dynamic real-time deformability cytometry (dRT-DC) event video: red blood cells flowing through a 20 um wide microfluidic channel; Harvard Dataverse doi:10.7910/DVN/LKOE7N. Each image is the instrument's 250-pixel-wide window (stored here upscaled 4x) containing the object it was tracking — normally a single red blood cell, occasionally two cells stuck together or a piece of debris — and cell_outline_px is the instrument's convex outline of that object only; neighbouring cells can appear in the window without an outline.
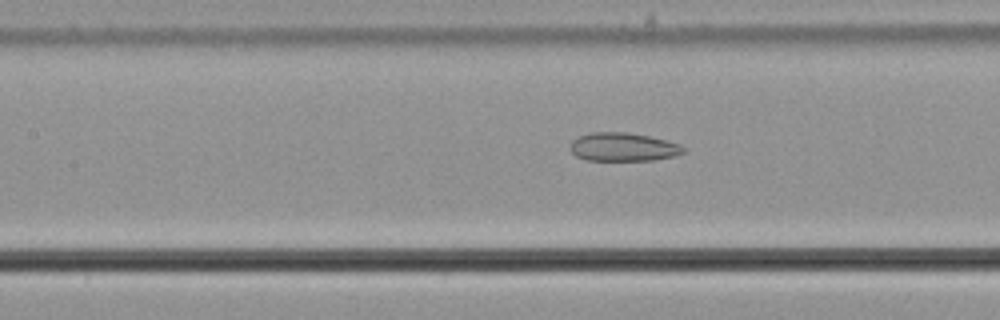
{"species": "common noctule bat (a hibernating species)", "species_latin": "Nyctalus noctula", "temperature_condition": "cold", "stored_images_in_passage": 56, "camera_frame_rate_fps": 3000, "um_per_image_px": 0.085, "animal": {"sex": "male", "body_mass_g": 21.5, "forearm_length_mm": 52.0}, "frame": {"image": 1, "passage_image": 26, "time_ms": 8.333, "image_size_px": [1000, 320], "cell_outline_px": [[684, 152], [676, 156], [652, 160], [584, 160], [576, 156], [568, 148], [572, 140], [576, 136], [592, 132], [628, 132], [648, 136], [680, 144], [684, 148]], "centroid_in_image_um": [52.91, 12.49], "position_along_channel_um": 154.5, "area_um2": 18.9}}
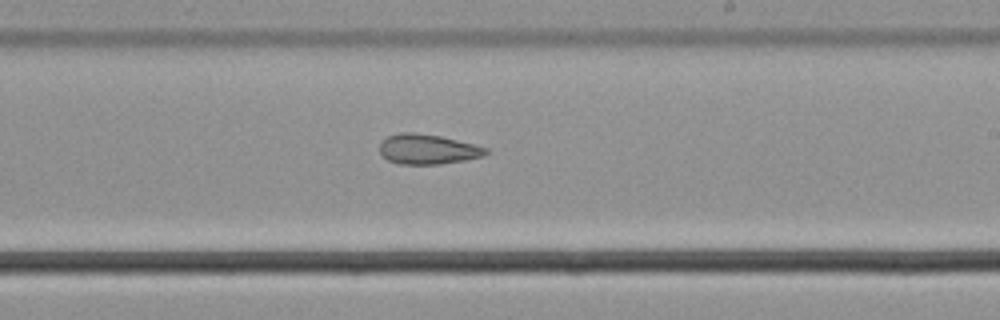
{"frame": {"image": 2, "passage_image": 34, "time_ms": 11.0, "image_size_px": [1000, 320], "cell_outline_px": [[488, 152], [484, 156], [464, 160], [440, 164], [400, 164], [388, 160], [380, 152], [380, 144], [388, 136], [400, 132], [412, 132], [440, 136], [488, 148]], "centroid_in_image_um": [36.35, 12.68], "position_along_channel_um": 252.6, "area_um2": 18.32}}
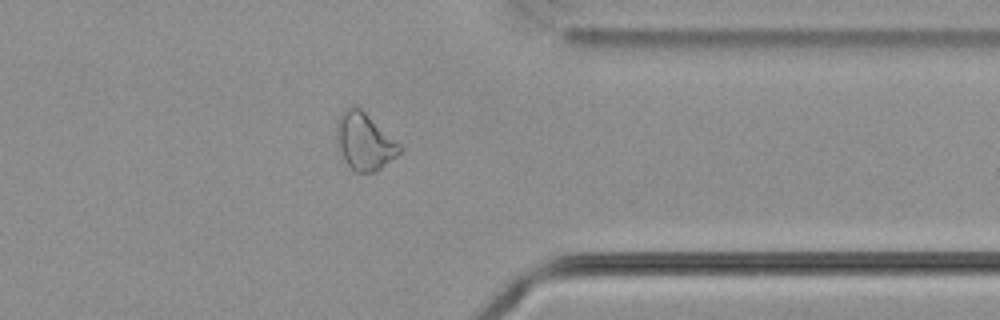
{"frame": {"image": 3, "passage_image": 45, "time_ms": 14.667, "image_size_px": [1000, 320], "cell_outline_px": [[404, 148], [396, 156], [380, 168], [372, 172], [356, 172], [344, 160], [336, 140], [336, 120], [344, 108], [352, 104], [356, 104], [400, 144]], "centroid_in_image_um": [30.95, 11.97], "position_along_channel_um": 380.5, "area_um2": 20.92}, "authors_computed_cell_mechanics": {"area_um2": 22.8021, "velocity_mm_per_s": 3.7011, "shape_relaxation_time_tau1_ms": null, "shape_relaxation_time_tau2_ms": 4.2776, "deformation_change_tau1": null, "deformation_change_tau2": 0.1334}}